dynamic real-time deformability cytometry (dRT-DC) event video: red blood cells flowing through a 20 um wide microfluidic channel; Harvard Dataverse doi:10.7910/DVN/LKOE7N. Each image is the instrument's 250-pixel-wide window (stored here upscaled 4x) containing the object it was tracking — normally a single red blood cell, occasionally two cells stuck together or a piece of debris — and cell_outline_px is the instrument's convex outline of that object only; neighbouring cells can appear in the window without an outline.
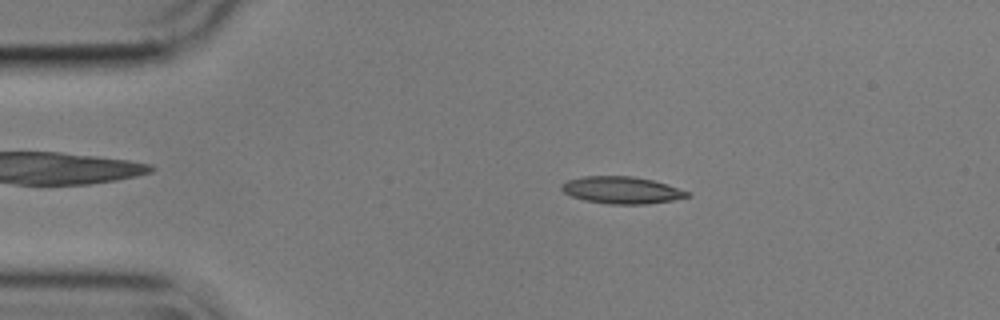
{"species": "common noctule bat (a hibernating species)", "species_latin": "Nyctalus noctula", "temperature_condition": "cold", "stored_images_in_passage": 55, "camera_frame_rate_fps": 3000, "um_per_image_px": 0.085, "animal": {"sex": "male", "body_mass_g": 17.9}, "frame": {"image": 1, "passage_image": 10, "time_ms": 3.0, "image_size_px": [1000, 320], "cell_outline_px": [[692, 196], [672, 200], [648, 204], [608, 204], [584, 200], [572, 196], [564, 192], [560, 188], [560, 184], [568, 180], [584, 176], [632, 176], [652, 180], [668, 184], [688, 192]], "centroid_in_image_um": [52.84, 16.16], "position_along_channel_um": 32.2, "area_um2": 19.83}}
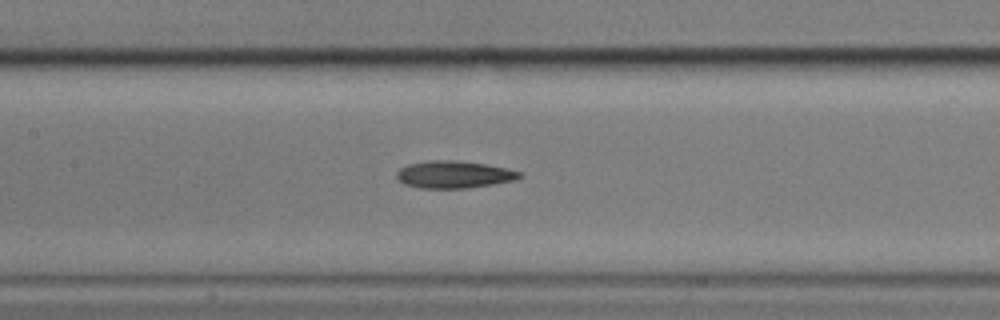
{"frame": {"image": 2, "passage_image": 25, "time_ms": 8.0, "image_size_px": [1000, 320], "cell_outline_px": [[524, 176], [516, 180], [468, 188], [420, 188], [404, 184], [396, 180], [396, 172], [400, 168], [408, 164], [428, 160], [456, 160], [484, 164], [508, 168], [524, 172]], "centroid_in_image_um": [38.6, 14.83], "position_along_channel_um": 168.8, "area_um2": 19.83}}
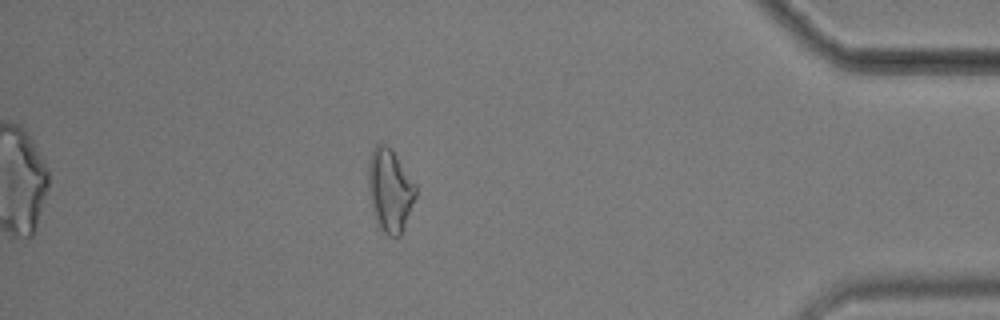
{"frame": {"image": 3, "passage_image": 48, "time_ms": 15.667, "image_size_px": [1000, 320], "cell_outline_px": [[416, 196], [400, 236], [388, 236], [376, 224], [372, 208], [368, 188], [368, 160], [372, 148], [376, 144], [388, 144], [392, 148], [416, 184]], "centroid_in_image_um": [33.13, 16.13], "position_along_channel_um": 402.1, "area_um2": 23.18}, "authors_computed_cell_mechanics": {"area_um2": 19.8254, "velocity_mm_per_s": 3.5919, "shape_relaxation_time_tau1_ms": 5.0526, "shape_relaxation_time_tau2_ms": null, "deformation_change_tau1": 0.1507, "deformation_change_tau2": null}}